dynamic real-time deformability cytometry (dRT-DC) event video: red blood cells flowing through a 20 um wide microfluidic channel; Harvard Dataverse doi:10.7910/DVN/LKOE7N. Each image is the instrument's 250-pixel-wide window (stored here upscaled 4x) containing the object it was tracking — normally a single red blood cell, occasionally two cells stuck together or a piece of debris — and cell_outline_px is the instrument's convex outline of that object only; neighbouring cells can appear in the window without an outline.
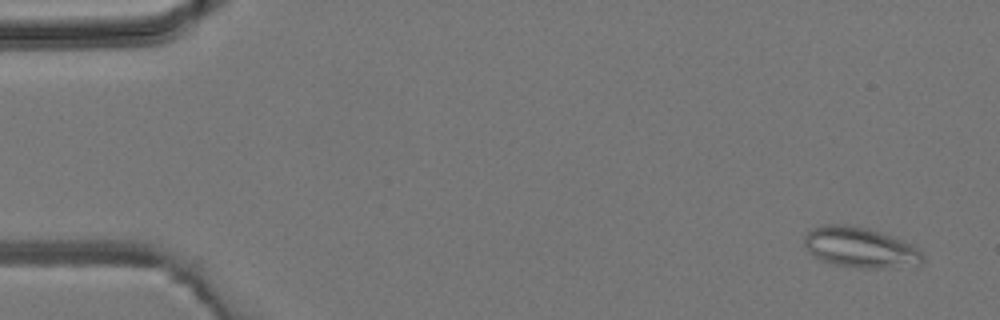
{"species": "common noctule bat (a hibernating species)", "species_latin": "Nyctalus noctula", "temperature_condition": "room temperature", "stored_images_in_passage": 4, "camera_frame_rate_fps": 3000, "um_per_image_px": 0.085, "animal": {"sex": "male", "body_mass_g": 19.2, "forearm_length_mm": 51.8}, "frame": {"image": 1, "passage_image": 1, "time_ms": 0.0, "image_size_px": [1000, 320], "cell_outline_px": [[924, 260], [920, 264], [880, 268], [864, 268], [832, 264], [820, 260], [808, 252], [804, 244], [804, 236], [812, 228], [824, 224], [848, 224], [868, 228], [884, 232], [912, 244], [924, 256]], "centroid_in_image_um": [73.09, 21.01], "position_along_channel_um": 11.9, "area_um2": 28.09}}